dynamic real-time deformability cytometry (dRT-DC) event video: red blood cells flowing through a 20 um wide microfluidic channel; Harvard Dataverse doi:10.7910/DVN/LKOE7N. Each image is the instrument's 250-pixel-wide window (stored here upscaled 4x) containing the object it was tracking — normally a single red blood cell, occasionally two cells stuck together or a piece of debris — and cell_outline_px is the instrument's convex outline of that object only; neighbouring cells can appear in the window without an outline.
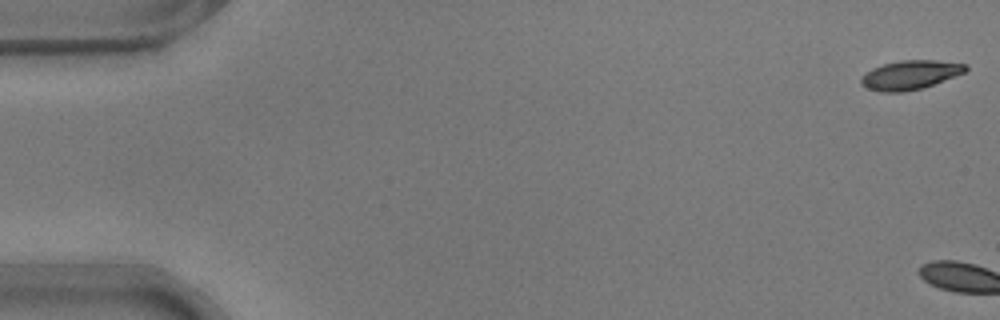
{"species": "common noctule bat (a hibernating species)", "species_latin": "Nyctalus noctula", "temperature_condition": "warm", "stored_images_in_passage": 3, "camera_frame_rate_fps": 3000, "um_per_image_px": 0.085, "animal": {"sex": "male", "body_mass_g": 17.9}, "frame": {"image": 1, "passage_image": 1, "time_ms": 0.0, "image_size_px": [1000, 320], "cell_outline_px": [[968, 68], [964, 72], [924, 88], [904, 92], [880, 92], [868, 88], [860, 84], [860, 76], [872, 68], [884, 64], [900, 60], [936, 60], [968, 64]], "centroid_in_image_um": [77.34, 6.37], "position_along_channel_um": 7.7, "area_um2": 17.8}}